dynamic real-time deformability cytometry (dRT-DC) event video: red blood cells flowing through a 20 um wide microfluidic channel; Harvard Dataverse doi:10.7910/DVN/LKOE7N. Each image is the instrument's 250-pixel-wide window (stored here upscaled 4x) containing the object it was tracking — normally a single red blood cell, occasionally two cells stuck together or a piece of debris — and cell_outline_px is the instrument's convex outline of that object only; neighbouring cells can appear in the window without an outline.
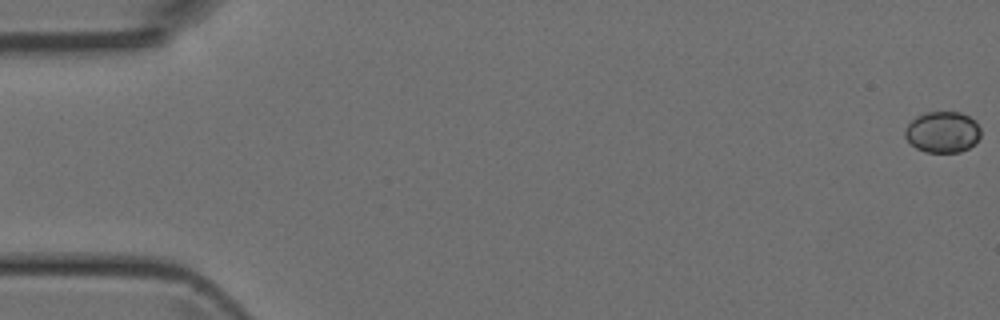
{"species": "Egyptian fruit bat (a non-hibernating species)", "species_latin": "Rousettus aegyptiacus", "temperature_condition": "room temperature", "stored_images_in_passage": 48, "camera_frame_rate_fps": 3000, "um_per_image_px": 0.085, "animal": {"sex": "female"}, "frame": {"image": 1, "passage_image": 1, "time_ms": 0.0, "image_size_px": [1000, 320], "cell_outline_px": [[980, 136], [976, 144], [960, 152], [924, 152], [916, 148], [904, 136], [904, 128], [916, 116], [924, 112], [960, 112], [976, 120], [980, 128]], "centroid_in_image_um": [80.12, 11.22], "position_along_channel_um": 4.9, "area_um2": 18.38}}
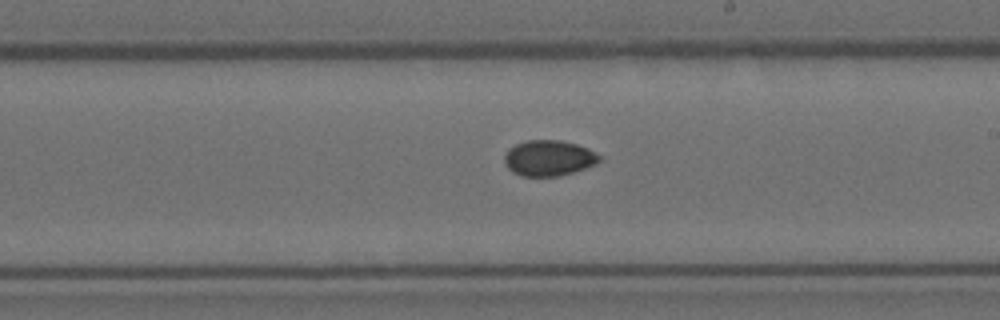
{"frame": {"image": 2, "passage_image": 28, "time_ms": 9.0, "image_size_px": [1000, 320], "cell_outline_px": [[604, 156], [596, 164], [560, 176], [520, 176], [512, 172], [504, 164], [504, 156], [508, 148], [516, 144], [528, 140], [560, 140], [576, 144], [588, 148]], "centroid_in_image_um": [46.64, 13.43], "position_along_channel_um": 242.4, "area_um2": 19.94}}
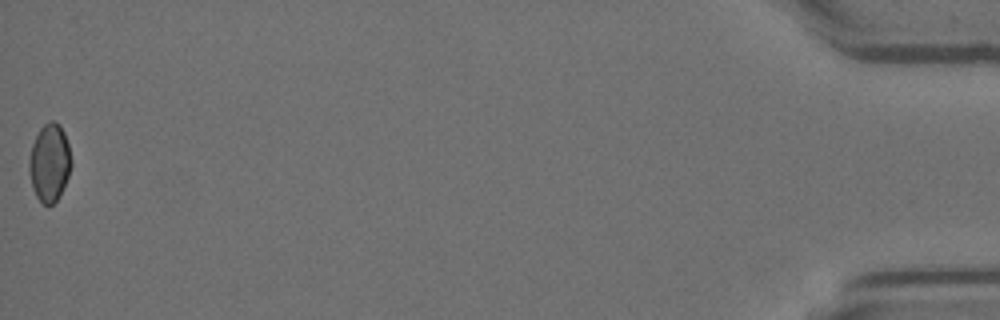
{"frame": {"image": 3, "passage_image": 48, "time_ms": 15.667, "image_size_px": [1000, 320], "cell_outline_px": [[72, 164], [68, 176], [56, 200], [52, 204], [44, 204], [36, 196], [32, 188], [28, 168], [28, 160], [32, 144], [40, 128], [48, 120], [52, 120], [60, 124], [64, 132], [68, 144], [72, 160]], "centroid_in_image_um": [4.2, 13.78], "position_along_channel_um": 431.0, "area_um2": 19.07}}